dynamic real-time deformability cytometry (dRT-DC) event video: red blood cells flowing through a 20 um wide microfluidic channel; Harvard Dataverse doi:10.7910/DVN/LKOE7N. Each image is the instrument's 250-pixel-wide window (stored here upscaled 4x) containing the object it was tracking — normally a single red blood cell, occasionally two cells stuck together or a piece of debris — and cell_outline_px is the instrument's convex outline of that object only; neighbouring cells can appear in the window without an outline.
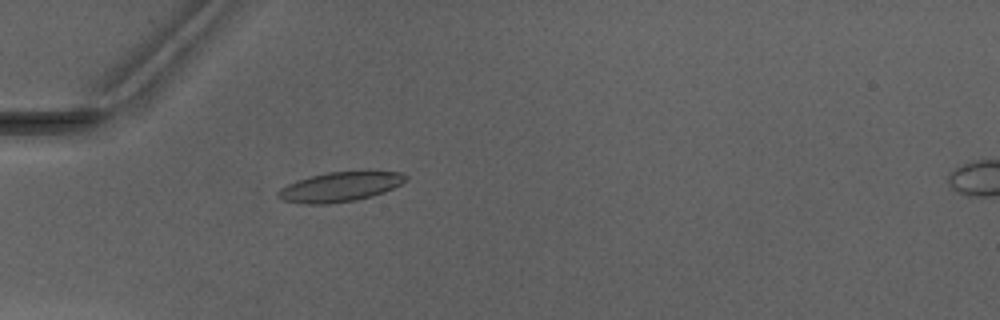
{"species": "Egyptian fruit bat (a non-hibernating species)", "species_latin": "Rousettus aegyptiacus", "temperature_condition": "warm", "stored_images_in_passage": 2, "camera_frame_rate_fps": 3000, "um_per_image_px": 0.085, "animal": {"sex": "male"}, "frame": {"image": 1, "passage_image": 1, "time_ms": 0.0, "image_size_px": [1000, 320], "cell_outline_px": [[408, 180], [384, 192], [372, 196], [356, 200], [328, 204], [304, 204], [284, 200], [276, 196], [276, 192], [280, 188], [296, 180], [328, 172], [400, 172], [408, 176]], "centroid_in_image_um": [28.87, 15.89], "position_along_channel_um": 56.1, "area_um2": 21.85}}